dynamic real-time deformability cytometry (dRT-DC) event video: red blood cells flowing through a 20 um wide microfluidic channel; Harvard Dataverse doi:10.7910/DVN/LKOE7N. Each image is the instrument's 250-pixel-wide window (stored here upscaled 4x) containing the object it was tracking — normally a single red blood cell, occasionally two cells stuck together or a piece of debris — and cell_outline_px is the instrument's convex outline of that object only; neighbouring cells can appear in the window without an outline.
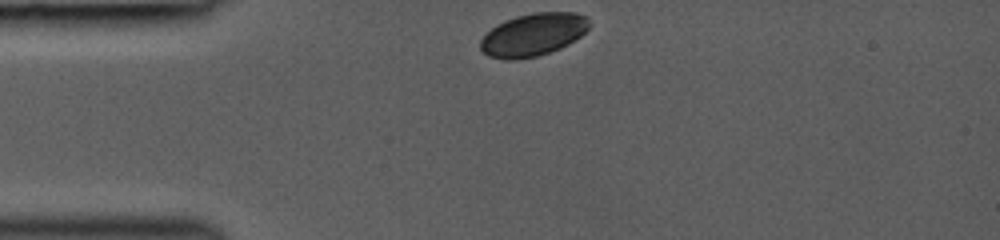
{"species": "common noctule bat (a hibernating species)", "species_latin": "Nyctalus noctula", "temperature_condition": "room temperature", "stored_images_in_passage": 6, "camera_frame_rate_fps": 3000, "um_per_image_px": 0.085, "animal": {"sex": "female", "body_mass_g": 19.0, "forearm_length_mm": 53.3}, "frame": {"image": 1, "passage_image": 1, "time_ms": 0.0, "image_size_px": [1000, 240], "cell_outline_px": [[588, 28], [580, 36], [568, 44], [560, 48], [536, 56], [516, 60], [508, 60], [488, 56], [480, 48], [480, 40], [496, 24], [504, 20], [516, 16], [532, 12], [576, 12], [588, 16]], "centroid_in_image_um": [45.31, 2.93], "position_along_channel_um": 39.7, "area_um2": 27.05}}
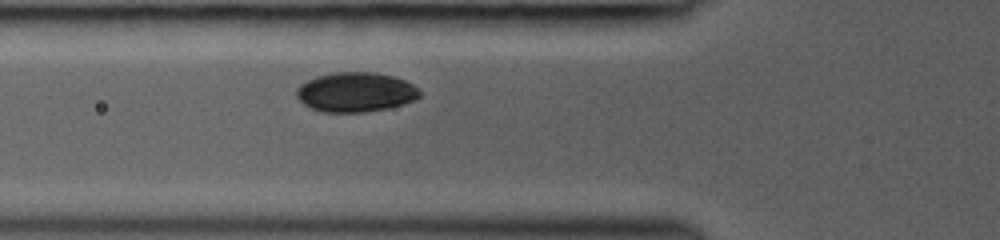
{"frame": {"image": 2, "passage_image": 4, "time_ms": 2.0, "image_size_px": [1000, 240], "cell_outline_px": [[420, 96], [404, 104], [388, 108], [364, 112], [324, 112], [312, 108], [304, 104], [296, 96], [296, 88], [300, 84], [316, 76], [336, 72], [376, 72], [392, 76], [404, 80], [412, 84], [420, 92]], "centroid_in_image_um": [30.21, 7.83], "position_along_channel_um": 95.6, "area_um2": 28.32}}
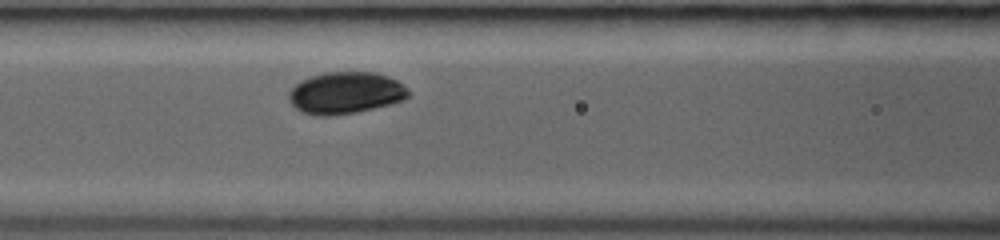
{"frame": {"image": 3, "passage_image": 6, "time_ms": 3.0, "image_size_px": [1000, 240], "cell_outline_px": [[408, 96], [404, 100], [356, 112], [328, 116], [316, 116], [300, 112], [288, 100], [288, 92], [300, 80], [308, 76], [324, 72], [376, 72], [388, 76], [396, 80], [408, 88]], "centroid_in_image_um": [29.32, 7.89], "position_along_channel_um": 137.3, "area_um2": 29.3}}